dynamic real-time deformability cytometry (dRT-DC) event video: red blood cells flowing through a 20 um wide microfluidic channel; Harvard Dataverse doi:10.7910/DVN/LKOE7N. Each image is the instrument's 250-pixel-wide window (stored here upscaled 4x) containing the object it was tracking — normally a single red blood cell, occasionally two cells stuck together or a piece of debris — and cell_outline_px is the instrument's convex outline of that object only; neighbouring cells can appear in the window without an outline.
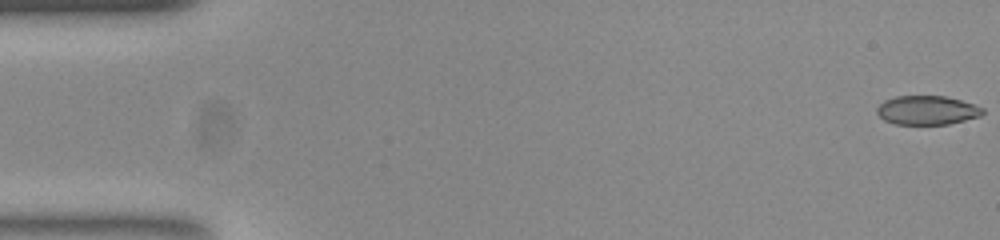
{"species": "common noctule bat (a hibernating species)", "species_latin": "Nyctalus noctula", "temperature_condition": "room temperature", "stored_images_in_passage": 54, "camera_frame_rate_fps": 3000, "um_per_image_px": 0.085, "animal": {"sex": "female", "body_mass_g": 23.0, "forearm_length_mm": 53.4}, "frame": {"image": 1, "passage_image": 1, "time_ms": 0.0, "image_size_px": [1000, 240], "cell_outline_px": [[984, 112], [980, 116], [948, 124], [896, 124], [884, 120], [876, 112], [876, 108], [884, 100], [896, 96], [944, 96], [960, 100], [984, 108]], "centroid_in_image_um": [78.78, 9.37], "position_along_channel_um": 6.2, "area_um2": 17.74}}
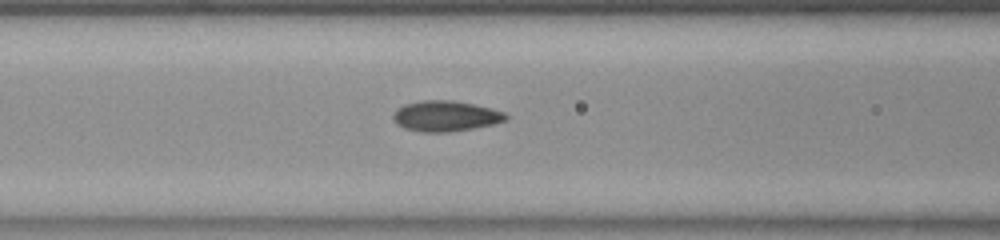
{"frame": {"image": 2, "passage_image": 22, "time_ms": 7.0, "image_size_px": [1000, 240], "cell_outline_px": [[508, 120], [492, 124], [472, 128], [448, 132], [420, 132], [404, 128], [396, 124], [392, 120], [392, 116], [396, 108], [404, 104], [424, 100], [452, 100], [492, 108], [504, 112], [508, 116]], "centroid_in_image_um": [37.84, 9.86], "position_along_channel_um": 128.8, "area_um2": 20.17}}
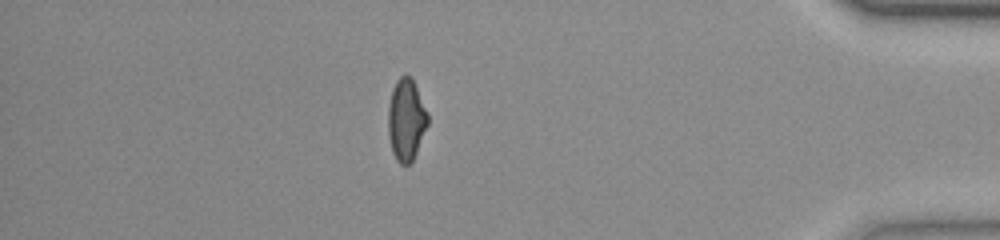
{"frame": {"image": 3, "passage_image": 47, "time_ms": 15.333, "image_size_px": [1000, 240], "cell_outline_px": [[428, 124], [416, 152], [412, 160], [408, 164], [400, 164], [396, 160], [392, 152], [388, 136], [388, 104], [392, 88], [396, 80], [404, 72], [412, 76], [428, 116]], "centroid_in_image_um": [34.5, 10.13], "position_along_channel_um": 400.7, "area_um2": 19.02}, "authors_computed_cell_mechanics": {"area_um2": 18.9873, "velocity_mm_per_s": 3.7909, "shape_relaxation_time_tau1_ms": null, "shape_relaxation_time_tau2_ms": 1.4075, "deformation_change_tau1": null, "deformation_change_tau2": 0.048}}